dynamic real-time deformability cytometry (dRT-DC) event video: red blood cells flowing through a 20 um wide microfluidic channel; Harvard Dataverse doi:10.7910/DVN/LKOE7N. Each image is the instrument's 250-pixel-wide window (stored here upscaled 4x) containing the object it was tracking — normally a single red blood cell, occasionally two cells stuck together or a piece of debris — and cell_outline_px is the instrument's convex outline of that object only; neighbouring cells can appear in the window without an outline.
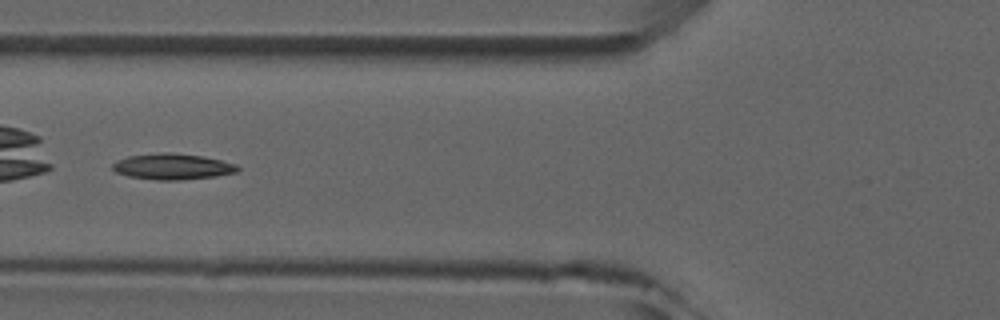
{"species": "common noctule bat (a hibernating species)", "species_latin": "Nyctalus noctula", "temperature_condition": "room temperature", "stored_images_in_passage": 7, "camera_frame_rate_fps": 3000, "um_per_image_px": 0.085, "animal": {"sex": "male", "forearm_length_mm": 52.5}, "frame": {"image": 1, "passage_image": 6, "time_ms": 5.667, "image_size_px": [1000, 320], "cell_outline_px": [[240, 168], [236, 172], [216, 176], [180, 180], [156, 180], [128, 176], [116, 172], [112, 168], [112, 164], [116, 160], [128, 156], [160, 152], [172, 152], [204, 156], [236, 164]], "centroid_in_image_um": [14.64, 14.15], "position_along_channel_um": 111.2, "area_um2": 19.02}}
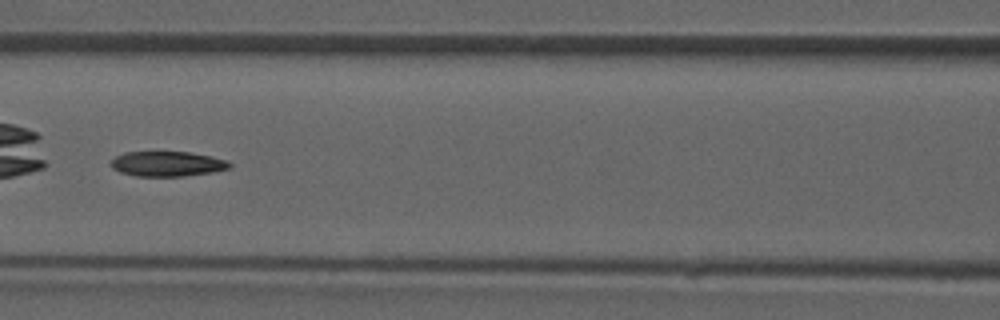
{"frame": {"image": 2, "passage_image": 7, "time_ms": 6.667, "image_size_px": [1000, 320], "cell_outline_px": [[232, 168], [212, 172], [184, 176], [136, 176], [120, 172], [112, 168], [112, 160], [116, 156], [124, 152], [188, 152], [212, 156], [228, 160], [232, 164]], "centroid_in_image_um": [14.27, 13.93], "position_along_channel_um": 152.3, "area_um2": 17.34}}